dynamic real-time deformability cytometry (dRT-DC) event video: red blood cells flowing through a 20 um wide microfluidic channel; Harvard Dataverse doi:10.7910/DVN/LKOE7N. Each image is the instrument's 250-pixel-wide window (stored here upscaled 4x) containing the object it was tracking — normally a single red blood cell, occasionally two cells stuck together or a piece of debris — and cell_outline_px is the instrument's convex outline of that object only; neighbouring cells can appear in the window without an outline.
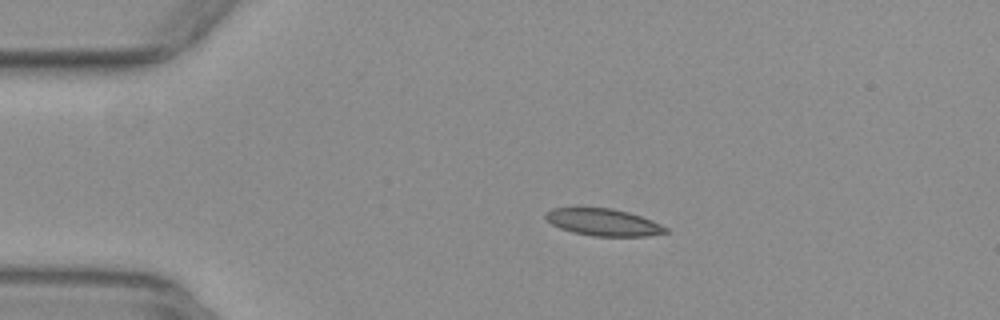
{"species": "common noctule bat (a hibernating species)", "species_latin": "Nyctalus noctula", "temperature_condition": "warm", "stored_images_in_passage": 38, "camera_frame_rate_fps": 3000, "um_per_image_px": 0.085, "animal": {"sex": "female", "body_mass_g": 29.2, "forearm_length_mm": 56.3}, "frame": {"image": 1, "passage_image": 1, "time_ms": 0.0, "image_size_px": [1000, 320], "cell_outline_px": [[668, 232], [648, 236], [592, 236], [572, 232], [560, 228], [552, 224], [544, 216], [544, 212], [552, 208], [580, 204], [612, 208], [628, 212], [652, 220], [668, 228]], "centroid_in_image_um": [51.19, 18.83], "position_along_channel_um": 33.8, "area_um2": 19.77}}
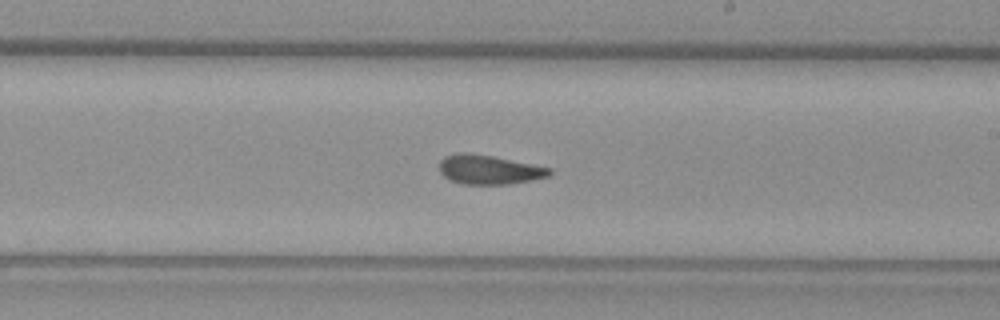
{"frame": {"image": 2, "passage_image": 21, "time_ms": 6.667, "image_size_px": [1000, 320], "cell_outline_px": [[552, 172], [548, 176], [532, 180], [508, 184], [460, 184], [448, 180], [440, 172], [440, 160], [444, 156], [456, 152], [468, 152], [492, 156], [552, 168]], "centroid_in_image_um": [41.52, 14.41], "position_along_channel_um": 247.5, "area_um2": 18.9}}
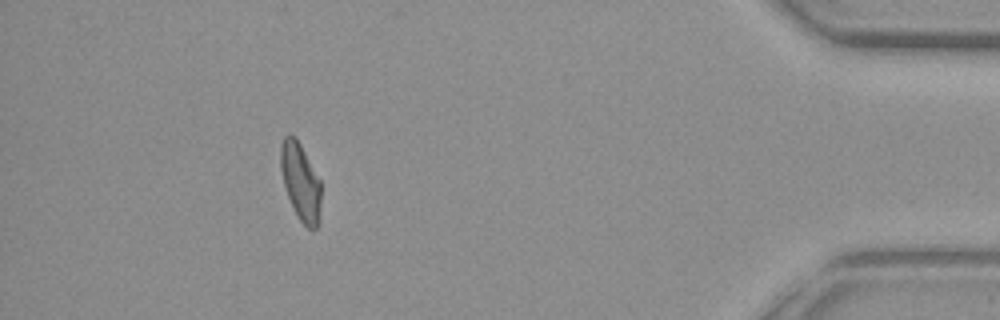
{"frame": {"image": 3, "passage_image": 38, "time_ms": 12.333, "image_size_px": [1000, 320], "cell_outline_px": [[320, 220], [316, 228], [308, 228], [296, 216], [288, 196], [284, 184], [280, 168], [280, 144], [284, 136], [288, 132], [296, 136], [320, 180]], "centroid_in_image_um": [25.53, 15.41], "position_along_channel_um": 409.7, "area_um2": 18.32}, "authors_computed_cell_mechanics": {"area_um2": 19.1029, "velocity_mm_per_s": 3.9038, "shape_relaxation_time_tau1_ms": null, "shape_relaxation_time_tau2_ms": 2.2603, "deformation_change_tau1": null, "deformation_change_tau2": 0.083}}